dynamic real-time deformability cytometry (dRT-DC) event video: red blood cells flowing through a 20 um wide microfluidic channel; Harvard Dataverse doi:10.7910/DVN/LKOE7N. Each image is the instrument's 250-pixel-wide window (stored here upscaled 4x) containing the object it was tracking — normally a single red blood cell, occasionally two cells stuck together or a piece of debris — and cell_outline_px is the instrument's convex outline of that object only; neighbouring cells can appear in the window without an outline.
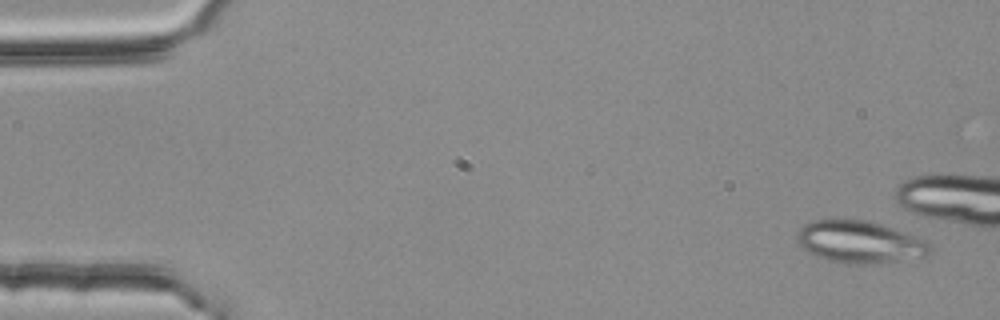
{"species": "common noctule bat (a hibernating species)", "species_latin": "Nyctalus noctula", "temperature_condition": "room temperature", "stored_images_in_passage": 5, "camera_frame_rate_fps": 3000, "um_per_image_px": 0.085, "animal": {"sex": "female", "body_mass_g": 25.1}, "frame": {"image": 1, "passage_image": 1, "time_ms": 0.0, "image_size_px": [1000, 320], "cell_outline_px": [[932, 252], [924, 256], [856, 264], [828, 260], [816, 256], [808, 252], [800, 244], [796, 236], [796, 232], [804, 224], [812, 220], [868, 220], [928, 240], [932, 248]], "centroid_in_image_um": [73.05, 20.54], "position_along_channel_um": 11.9, "area_um2": 31.96}}